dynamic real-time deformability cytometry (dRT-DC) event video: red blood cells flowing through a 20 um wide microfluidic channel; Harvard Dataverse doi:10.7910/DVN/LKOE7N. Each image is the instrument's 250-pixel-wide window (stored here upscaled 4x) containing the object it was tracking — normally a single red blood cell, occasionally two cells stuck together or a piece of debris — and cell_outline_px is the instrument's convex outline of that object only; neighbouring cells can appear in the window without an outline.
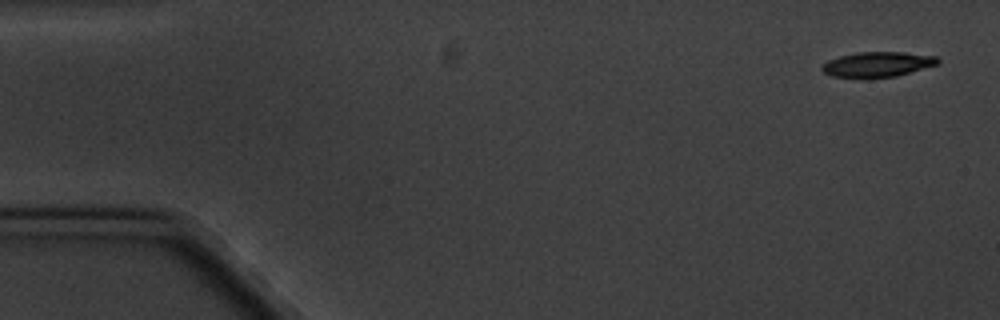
{"species": "common noctule bat (a hibernating species)", "species_latin": "Nyctalus noctula", "temperature_condition": "cold", "stored_images_in_passage": 5, "camera_frame_rate_fps": 3000, "um_per_image_px": 0.085, "animal": {"sex": "male", "body_mass_g": 20.1, "forearm_length_mm": 53.5}, "frame": {"image": 1, "passage_image": 1, "time_ms": 0.0, "image_size_px": [1000, 320], "cell_outline_px": [[940, 64], [896, 76], [832, 76], [824, 72], [820, 68], [828, 60], [840, 56], [856, 52], [904, 52], [936, 56], [940, 60]], "centroid_in_image_um": [74.65, 5.44], "position_along_channel_um": 10.4, "area_um2": 16.53}}
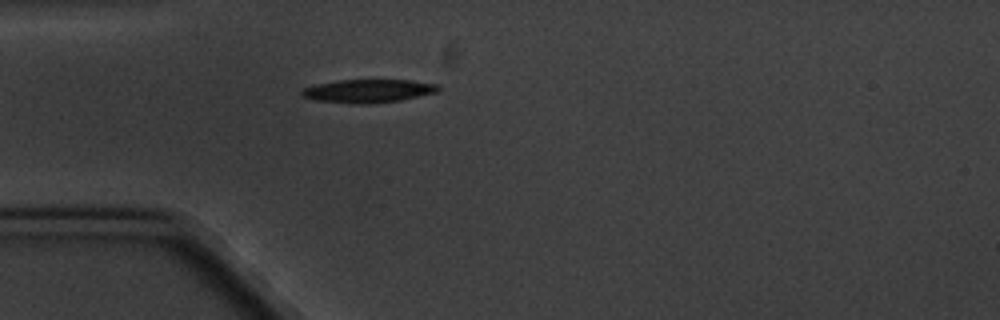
{"frame": {"image": 2, "passage_image": 5, "time_ms": 4.667, "image_size_px": [1000, 320], "cell_outline_px": [[440, 88], [436, 92], [400, 100], [368, 104], [352, 104], [316, 100], [300, 96], [300, 88], [316, 84], [340, 80], [408, 80], [440, 84]], "centroid_in_image_um": [31.24, 7.73], "position_along_channel_um": 53.8, "area_um2": 18.61}}